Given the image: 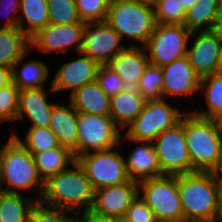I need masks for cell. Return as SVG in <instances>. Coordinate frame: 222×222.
<instances>
[{
    "mask_svg": "<svg viewBox=\"0 0 222 222\" xmlns=\"http://www.w3.org/2000/svg\"><path fill=\"white\" fill-rule=\"evenodd\" d=\"M0 182L6 193L20 194L32 189L37 193V201L43 193L44 182L38 174L33 154L12 136L0 152Z\"/></svg>",
    "mask_w": 222,
    "mask_h": 222,
    "instance_id": "cell-4",
    "label": "cell"
},
{
    "mask_svg": "<svg viewBox=\"0 0 222 222\" xmlns=\"http://www.w3.org/2000/svg\"><path fill=\"white\" fill-rule=\"evenodd\" d=\"M33 156L38 174L43 182L49 177L68 169L76 161L74 154L61 145L47 151L35 153Z\"/></svg>",
    "mask_w": 222,
    "mask_h": 222,
    "instance_id": "cell-26",
    "label": "cell"
},
{
    "mask_svg": "<svg viewBox=\"0 0 222 222\" xmlns=\"http://www.w3.org/2000/svg\"><path fill=\"white\" fill-rule=\"evenodd\" d=\"M81 21L103 22L107 18L112 0H75Z\"/></svg>",
    "mask_w": 222,
    "mask_h": 222,
    "instance_id": "cell-35",
    "label": "cell"
},
{
    "mask_svg": "<svg viewBox=\"0 0 222 222\" xmlns=\"http://www.w3.org/2000/svg\"><path fill=\"white\" fill-rule=\"evenodd\" d=\"M105 21L133 47H144L157 24L153 3L141 0H112Z\"/></svg>",
    "mask_w": 222,
    "mask_h": 222,
    "instance_id": "cell-5",
    "label": "cell"
},
{
    "mask_svg": "<svg viewBox=\"0 0 222 222\" xmlns=\"http://www.w3.org/2000/svg\"><path fill=\"white\" fill-rule=\"evenodd\" d=\"M130 141L137 146L125 158L126 170L130 180L141 181L164 175L158 164L157 155L152 142L135 141L121 135L120 143ZM139 144V145H138Z\"/></svg>",
    "mask_w": 222,
    "mask_h": 222,
    "instance_id": "cell-18",
    "label": "cell"
},
{
    "mask_svg": "<svg viewBox=\"0 0 222 222\" xmlns=\"http://www.w3.org/2000/svg\"><path fill=\"white\" fill-rule=\"evenodd\" d=\"M219 66H220V71H222V41H221L220 51H219Z\"/></svg>",
    "mask_w": 222,
    "mask_h": 222,
    "instance_id": "cell-47",
    "label": "cell"
},
{
    "mask_svg": "<svg viewBox=\"0 0 222 222\" xmlns=\"http://www.w3.org/2000/svg\"><path fill=\"white\" fill-rule=\"evenodd\" d=\"M96 82L109 97L117 95L126 88L120 76L107 65H99Z\"/></svg>",
    "mask_w": 222,
    "mask_h": 222,
    "instance_id": "cell-38",
    "label": "cell"
},
{
    "mask_svg": "<svg viewBox=\"0 0 222 222\" xmlns=\"http://www.w3.org/2000/svg\"><path fill=\"white\" fill-rule=\"evenodd\" d=\"M85 25L83 21L69 25L48 24L30 38V49L46 54L56 52L60 55L75 47V53H78L82 48Z\"/></svg>",
    "mask_w": 222,
    "mask_h": 222,
    "instance_id": "cell-13",
    "label": "cell"
},
{
    "mask_svg": "<svg viewBox=\"0 0 222 222\" xmlns=\"http://www.w3.org/2000/svg\"><path fill=\"white\" fill-rule=\"evenodd\" d=\"M212 31L222 41V22H215V25Z\"/></svg>",
    "mask_w": 222,
    "mask_h": 222,
    "instance_id": "cell-43",
    "label": "cell"
},
{
    "mask_svg": "<svg viewBox=\"0 0 222 222\" xmlns=\"http://www.w3.org/2000/svg\"><path fill=\"white\" fill-rule=\"evenodd\" d=\"M146 49L128 46L106 64L123 80L126 88H136L146 67L149 65Z\"/></svg>",
    "mask_w": 222,
    "mask_h": 222,
    "instance_id": "cell-20",
    "label": "cell"
},
{
    "mask_svg": "<svg viewBox=\"0 0 222 222\" xmlns=\"http://www.w3.org/2000/svg\"><path fill=\"white\" fill-rule=\"evenodd\" d=\"M216 22H222V2L219 4L218 10H217Z\"/></svg>",
    "mask_w": 222,
    "mask_h": 222,
    "instance_id": "cell-45",
    "label": "cell"
},
{
    "mask_svg": "<svg viewBox=\"0 0 222 222\" xmlns=\"http://www.w3.org/2000/svg\"><path fill=\"white\" fill-rule=\"evenodd\" d=\"M121 149L118 145L111 149L82 154L76 158L95 190L129 180Z\"/></svg>",
    "mask_w": 222,
    "mask_h": 222,
    "instance_id": "cell-8",
    "label": "cell"
},
{
    "mask_svg": "<svg viewBox=\"0 0 222 222\" xmlns=\"http://www.w3.org/2000/svg\"><path fill=\"white\" fill-rule=\"evenodd\" d=\"M95 189L83 168L75 161L68 169L44 181L39 200L43 205L64 209L75 215L92 207Z\"/></svg>",
    "mask_w": 222,
    "mask_h": 222,
    "instance_id": "cell-3",
    "label": "cell"
},
{
    "mask_svg": "<svg viewBox=\"0 0 222 222\" xmlns=\"http://www.w3.org/2000/svg\"><path fill=\"white\" fill-rule=\"evenodd\" d=\"M49 24L69 25L81 22L75 0H47Z\"/></svg>",
    "mask_w": 222,
    "mask_h": 222,
    "instance_id": "cell-33",
    "label": "cell"
},
{
    "mask_svg": "<svg viewBox=\"0 0 222 222\" xmlns=\"http://www.w3.org/2000/svg\"><path fill=\"white\" fill-rule=\"evenodd\" d=\"M164 222H189L188 220L182 219V220H178V221H164Z\"/></svg>",
    "mask_w": 222,
    "mask_h": 222,
    "instance_id": "cell-49",
    "label": "cell"
},
{
    "mask_svg": "<svg viewBox=\"0 0 222 222\" xmlns=\"http://www.w3.org/2000/svg\"><path fill=\"white\" fill-rule=\"evenodd\" d=\"M215 120L217 124L220 126V128L222 129V112L217 116Z\"/></svg>",
    "mask_w": 222,
    "mask_h": 222,
    "instance_id": "cell-48",
    "label": "cell"
},
{
    "mask_svg": "<svg viewBox=\"0 0 222 222\" xmlns=\"http://www.w3.org/2000/svg\"><path fill=\"white\" fill-rule=\"evenodd\" d=\"M123 222H159L154 212L138 194L128 207Z\"/></svg>",
    "mask_w": 222,
    "mask_h": 222,
    "instance_id": "cell-39",
    "label": "cell"
},
{
    "mask_svg": "<svg viewBox=\"0 0 222 222\" xmlns=\"http://www.w3.org/2000/svg\"><path fill=\"white\" fill-rule=\"evenodd\" d=\"M178 189L185 220L189 222L222 220L218 173L195 171L179 174Z\"/></svg>",
    "mask_w": 222,
    "mask_h": 222,
    "instance_id": "cell-1",
    "label": "cell"
},
{
    "mask_svg": "<svg viewBox=\"0 0 222 222\" xmlns=\"http://www.w3.org/2000/svg\"><path fill=\"white\" fill-rule=\"evenodd\" d=\"M3 193L1 182H0V195Z\"/></svg>",
    "mask_w": 222,
    "mask_h": 222,
    "instance_id": "cell-50",
    "label": "cell"
},
{
    "mask_svg": "<svg viewBox=\"0 0 222 222\" xmlns=\"http://www.w3.org/2000/svg\"><path fill=\"white\" fill-rule=\"evenodd\" d=\"M30 49V38L18 27L0 28V67L11 68Z\"/></svg>",
    "mask_w": 222,
    "mask_h": 222,
    "instance_id": "cell-25",
    "label": "cell"
},
{
    "mask_svg": "<svg viewBox=\"0 0 222 222\" xmlns=\"http://www.w3.org/2000/svg\"><path fill=\"white\" fill-rule=\"evenodd\" d=\"M168 102L170 99L164 98L146 100L138 117L123 134L131 140L153 142L161 132L176 126L186 112Z\"/></svg>",
    "mask_w": 222,
    "mask_h": 222,
    "instance_id": "cell-6",
    "label": "cell"
},
{
    "mask_svg": "<svg viewBox=\"0 0 222 222\" xmlns=\"http://www.w3.org/2000/svg\"><path fill=\"white\" fill-rule=\"evenodd\" d=\"M16 132L12 131L10 135L16 138L33 155L60 146L56 135L49 127H29L24 138H22L23 140Z\"/></svg>",
    "mask_w": 222,
    "mask_h": 222,
    "instance_id": "cell-31",
    "label": "cell"
},
{
    "mask_svg": "<svg viewBox=\"0 0 222 222\" xmlns=\"http://www.w3.org/2000/svg\"><path fill=\"white\" fill-rule=\"evenodd\" d=\"M45 87L19 90L16 120L29 119L30 127H49L52 108L56 103L48 100Z\"/></svg>",
    "mask_w": 222,
    "mask_h": 222,
    "instance_id": "cell-19",
    "label": "cell"
},
{
    "mask_svg": "<svg viewBox=\"0 0 222 222\" xmlns=\"http://www.w3.org/2000/svg\"><path fill=\"white\" fill-rule=\"evenodd\" d=\"M49 128L56 135L59 144L77 158L78 112L70 102L67 105L57 103L53 106Z\"/></svg>",
    "mask_w": 222,
    "mask_h": 222,
    "instance_id": "cell-21",
    "label": "cell"
},
{
    "mask_svg": "<svg viewBox=\"0 0 222 222\" xmlns=\"http://www.w3.org/2000/svg\"><path fill=\"white\" fill-rule=\"evenodd\" d=\"M220 181V196H221V209H222V172L218 173Z\"/></svg>",
    "mask_w": 222,
    "mask_h": 222,
    "instance_id": "cell-46",
    "label": "cell"
},
{
    "mask_svg": "<svg viewBox=\"0 0 222 222\" xmlns=\"http://www.w3.org/2000/svg\"><path fill=\"white\" fill-rule=\"evenodd\" d=\"M162 87V68L149 63L136 87L137 91L146 100L163 99Z\"/></svg>",
    "mask_w": 222,
    "mask_h": 222,
    "instance_id": "cell-32",
    "label": "cell"
},
{
    "mask_svg": "<svg viewBox=\"0 0 222 222\" xmlns=\"http://www.w3.org/2000/svg\"><path fill=\"white\" fill-rule=\"evenodd\" d=\"M190 40H192L191 43H189ZM220 45L221 40L212 30L191 32L187 45V57L200 78L220 71Z\"/></svg>",
    "mask_w": 222,
    "mask_h": 222,
    "instance_id": "cell-14",
    "label": "cell"
},
{
    "mask_svg": "<svg viewBox=\"0 0 222 222\" xmlns=\"http://www.w3.org/2000/svg\"><path fill=\"white\" fill-rule=\"evenodd\" d=\"M145 101L146 99L136 88H125L110 97V116L124 132L126 127L138 117Z\"/></svg>",
    "mask_w": 222,
    "mask_h": 222,
    "instance_id": "cell-22",
    "label": "cell"
},
{
    "mask_svg": "<svg viewBox=\"0 0 222 222\" xmlns=\"http://www.w3.org/2000/svg\"><path fill=\"white\" fill-rule=\"evenodd\" d=\"M184 137L188 147L191 173L222 172V129L215 119L184 114Z\"/></svg>",
    "mask_w": 222,
    "mask_h": 222,
    "instance_id": "cell-2",
    "label": "cell"
},
{
    "mask_svg": "<svg viewBox=\"0 0 222 222\" xmlns=\"http://www.w3.org/2000/svg\"><path fill=\"white\" fill-rule=\"evenodd\" d=\"M48 24L47 0H21L18 28L22 32L31 38Z\"/></svg>",
    "mask_w": 222,
    "mask_h": 222,
    "instance_id": "cell-27",
    "label": "cell"
},
{
    "mask_svg": "<svg viewBox=\"0 0 222 222\" xmlns=\"http://www.w3.org/2000/svg\"><path fill=\"white\" fill-rule=\"evenodd\" d=\"M163 174L191 173V161L184 137V116L173 128L161 132L152 142Z\"/></svg>",
    "mask_w": 222,
    "mask_h": 222,
    "instance_id": "cell-11",
    "label": "cell"
},
{
    "mask_svg": "<svg viewBox=\"0 0 222 222\" xmlns=\"http://www.w3.org/2000/svg\"><path fill=\"white\" fill-rule=\"evenodd\" d=\"M199 93L204 94L207 108L192 112L200 117L216 119L222 112V71L201 78Z\"/></svg>",
    "mask_w": 222,
    "mask_h": 222,
    "instance_id": "cell-28",
    "label": "cell"
},
{
    "mask_svg": "<svg viewBox=\"0 0 222 222\" xmlns=\"http://www.w3.org/2000/svg\"><path fill=\"white\" fill-rule=\"evenodd\" d=\"M29 222H76V215L64 209L43 205L37 201L31 209Z\"/></svg>",
    "mask_w": 222,
    "mask_h": 222,
    "instance_id": "cell-36",
    "label": "cell"
},
{
    "mask_svg": "<svg viewBox=\"0 0 222 222\" xmlns=\"http://www.w3.org/2000/svg\"><path fill=\"white\" fill-rule=\"evenodd\" d=\"M121 36L106 22H87L83 31L82 48L80 52L106 65L111 58L125 50Z\"/></svg>",
    "mask_w": 222,
    "mask_h": 222,
    "instance_id": "cell-12",
    "label": "cell"
},
{
    "mask_svg": "<svg viewBox=\"0 0 222 222\" xmlns=\"http://www.w3.org/2000/svg\"><path fill=\"white\" fill-rule=\"evenodd\" d=\"M76 222H123V219L99 214L93 209L89 208L76 214Z\"/></svg>",
    "mask_w": 222,
    "mask_h": 222,
    "instance_id": "cell-41",
    "label": "cell"
},
{
    "mask_svg": "<svg viewBox=\"0 0 222 222\" xmlns=\"http://www.w3.org/2000/svg\"><path fill=\"white\" fill-rule=\"evenodd\" d=\"M69 99L78 113L110 115V97L96 81L76 89L69 95Z\"/></svg>",
    "mask_w": 222,
    "mask_h": 222,
    "instance_id": "cell-23",
    "label": "cell"
},
{
    "mask_svg": "<svg viewBox=\"0 0 222 222\" xmlns=\"http://www.w3.org/2000/svg\"><path fill=\"white\" fill-rule=\"evenodd\" d=\"M12 83V69L0 67V88Z\"/></svg>",
    "mask_w": 222,
    "mask_h": 222,
    "instance_id": "cell-42",
    "label": "cell"
},
{
    "mask_svg": "<svg viewBox=\"0 0 222 222\" xmlns=\"http://www.w3.org/2000/svg\"><path fill=\"white\" fill-rule=\"evenodd\" d=\"M121 131L110 115L78 113L77 157L118 146Z\"/></svg>",
    "mask_w": 222,
    "mask_h": 222,
    "instance_id": "cell-9",
    "label": "cell"
},
{
    "mask_svg": "<svg viewBox=\"0 0 222 222\" xmlns=\"http://www.w3.org/2000/svg\"><path fill=\"white\" fill-rule=\"evenodd\" d=\"M163 74V98L172 101L179 96L199 93L200 77L189 63L188 57H181L161 67ZM172 98V99H171Z\"/></svg>",
    "mask_w": 222,
    "mask_h": 222,
    "instance_id": "cell-16",
    "label": "cell"
},
{
    "mask_svg": "<svg viewBox=\"0 0 222 222\" xmlns=\"http://www.w3.org/2000/svg\"><path fill=\"white\" fill-rule=\"evenodd\" d=\"M196 1L197 0H179L185 10H188L191 6H193Z\"/></svg>",
    "mask_w": 222,
    "mask_h": 222,
    "instance_id": "cell-44",
    "label": "cell"
},
{
    "mask_svg": "<svg viewBox=\"0 0 222 222\" xmlns=\"http://www.w3.org/2000/svg\"><path fill=\"white\" fill-rule=\"evenodd\" d=\"M37 200L23 197L22 194L6 193L0 195V222H29L32 207Z\"/></svg>",
    "mask_w": 222,
    "mask_h": 222,
    "instance_id": "cell-30",
    "label": "cell"
},
{
    "mask_svg": "<svg viewBox=\"0 0 222 222\" xmlns=\"http://www.w3.org/2000/svg\"><path fill=\"white\" fill-rule=\"evenodd\" d=\"M156 23L184 24L186 10L179 0H152Z\"/></svg>",
    "mask_w": 222,
    "mask_h": 222,
    "instance_id": "cell-34",
    "label": "cell"
},
{
    "mask_svg": "<svg viewBox=\"0 0 222 222\" xmlns=\"http://www.w3.org/2000/svg\"><path fill=\"white\" fill-rule=\"evenodd\" d=\"M18 100L19 88L13 82L0 88V123L16 120Z\"/></svg>",
    "mask_w": 222,
    "mask_h": 222,
    "instance_id": "cell-37",
    "label": "cell"
},
{
    "mask_svg": "<svg viewBox=\"0 0 222 222\" xmlns=\"http://www.w3.org/2000/svg\"><path fill=\"white\" fill-rule=\"evenodd\" d=\"M138 195V182H127L96 189L91 209L99 214L123 219L132 200Z\"/></svg>",
    "mask_w": 222,
    "mask_h": 222,
    "instance_id": "cell-17",
    "label": "cell"
},
{
    "mask_svg": "<svg viewBox=\"0 0 222 222\" xmlns=\"http://www.w3.org/2000/svg\"><path fill=\"white\" fill-rule=\"evenodd\" d=\"M20 2L21 0H0V13L2 16H6L4 18L6 22H4L3 25H0V28L18 27ZM4 12L6 13L2 14ZM1 15L0 17H2Z\"/></svg>",
    "mask_w": 222,
    "mask_h": 222,
    "instance_id": "cell-40",
    "label": "cell"
},
{
    "mask_svg": "<svg viewBox=\"0 0 222 222\" xmlns=\"http://www.w3.org/2000/svg\"><path fill=\"white\" fill-rule=\"evenodd\" d=\"M191 32L183 24H159L150 36L146 49L150 64L163 67L187 56Z\"/></svg>",
    "mask_w": 222,
    "mask_h": 222,
    "instance_id": "cell-10",
    "label": "cell"
},
{
    "mask_svg": "<svg viewBox=\"0 0 222 222\" xmlns=\"http://www.w3.org/2000/svg\"><path fill=\"white\" fill-rule=\"evenodd\" d=\"M77 54L79 57L65 62L56 71L55 77L50 82L49 93L55 94L56 92L70 90L69 94H72L83 85L96 81L99 64L82 52Z\"/></svg>",
    "mask_w": 222,
    "mask_h": 222,
    "instance_id": "cell-15",
    "label": "cell"
},
{
    "mask_svg": "<svg viewBox=\"0 0 222 222\" xmlns=\"http://www.w3.org/2000/svg\"><path fill=\"white\" fill-rule=\"evenodd\" d=\"M219 4V0H197L186 10L183 25L190 32L213 30Z\"/></svg>",
    "mask_w": 222,
    "mask_h": 222,
    "instance_id": "cell-29",
    "label": "cell"
},
{
    "mask_svg": "<svg viewBox=\"0 0 222 222\" xmlns=\"http://www.w3.org/2000/svg\"><path fill=\"white\" fill-rule=\"evenodd\" d=\"M29 52L32 50L29 49L12 67V82L19 90L45 87L50 74L47 64L39 59L24 62Z\"/></svg>",
    "mask_w": 222,
    "mask_h": 222,
    "instance_id": "cell-24",
    "label": "cell"
},
{
    "mask_svg": "<svg viewBox=\"0 0 222 222\" xmlns=\"http://www.w3.org/2000/svg\"><path fill=\"white\" fill-rule=\"evenodd\" d=\"M138 194L154 212L159 222L184 219L178 175L164 174L138 182Z\"/></svg>",
    "mask_w": 222,
    "mask_h": 222,
    "instance_id": "cell-7",
    "label": "cell"
}]
</instances>
